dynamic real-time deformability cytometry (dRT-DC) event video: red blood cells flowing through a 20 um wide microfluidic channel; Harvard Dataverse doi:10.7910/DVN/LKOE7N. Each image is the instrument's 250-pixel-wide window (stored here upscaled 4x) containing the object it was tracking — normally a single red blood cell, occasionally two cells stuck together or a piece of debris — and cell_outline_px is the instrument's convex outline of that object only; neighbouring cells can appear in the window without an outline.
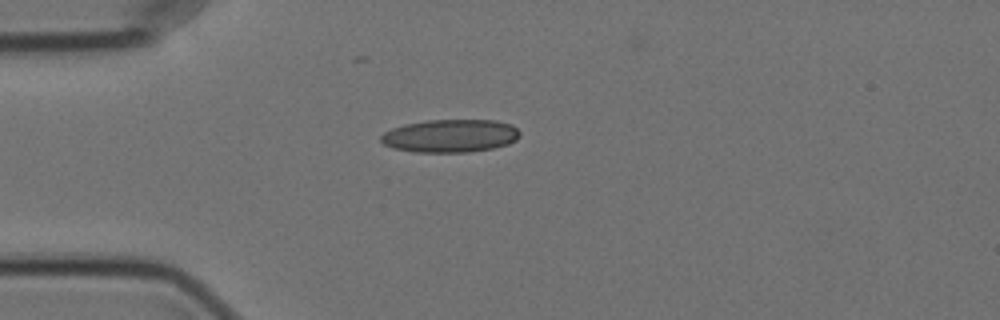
{"species": "Egyptian fruit bat (a non-hibernating species)", "species_latin": "Rousettus aegyptiacus", "temperature_condition": "cold", "stored_images_in_passage": 43, "camera_frame_rate_fps": 3000, "um_per_image_px": 0.085, "animal": {"sex": "female"}, "frame": {"image": 1, "passage_image": 1, "time_ms": 0.0, "image_size_px": [1000, 320], "cell_outline_px": [[520, 136], [516, 140], [508, 144], [492, 148], [468, 152], [412, 152], [392, 148], [384, 144], [380, 140], [380, 136], [384, 132], [392, 128], [404, 124], [428, 120], [496, 120], [512, 124], [520, 132]], "centroid_in_image_um": [38.27, 11.54], "position_along_channel_um": 46.7, "area_um2": 26.88}}
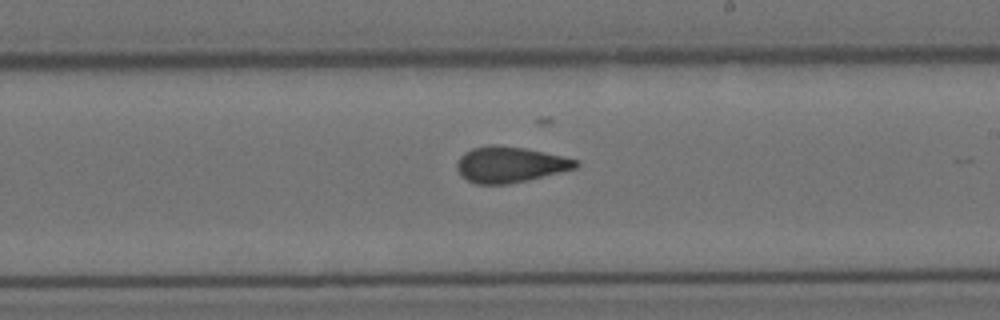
{"frame": {"image": 2, "passage_image": 19, "time_ms": 6.0, "image_size_px": [1000, 320], "cell_outline_px": [[580, 164], [576, 168], [528, 180], [508, 184], [476, 184], [460, 176], [456, 168], [456, 160], [464, 152], [472, 148], [492, 144], [496, 144], [524, 148], [580, 160]], "centroid_in_image_um": [43.31, 13.98], "position_along_channel_um": 245.7, "area_um2": 24.97}}
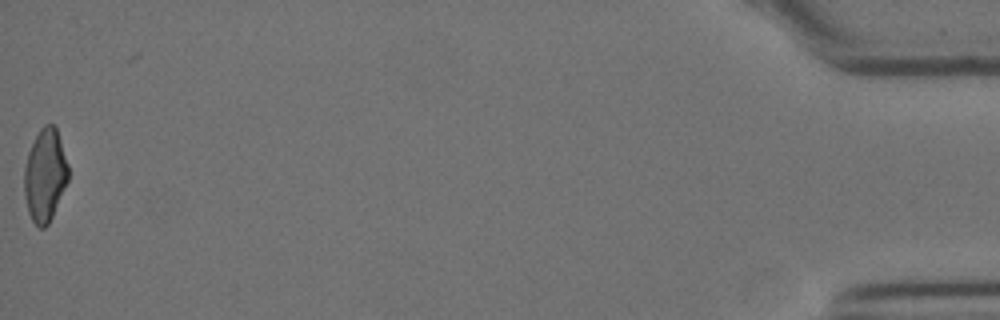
{"frame": {"image": 3, "passage_image": 43, "time_ms": 14.0, "image_size_px": [1000, 320], "cell_outline_px": [[68, 180], [52, 216], [48, 224], [44, 228], [40, 228], [32, 220], [28, 212], [24, 192], [24, 168], [28, 152], [40, 128], [44, 124], [52, 124], [56, 128], [68, 164]], "centroid_in_image_um": [3.82, 14.89], "position_along_channel_um": 431.4, "area_um2": 23.52}, "authors_computed_cell_mechanics": {"area_um2": 24.9118, "velocity_mm_per_s": 3.5646, "shape_relaxation_time_tau1_ms": 6.8579, "shape_relaxation_time_tau2_ms": 2.1696, "deformation_change_tau1": 0.1806, "deformation_change_tau2": 0.1002}}